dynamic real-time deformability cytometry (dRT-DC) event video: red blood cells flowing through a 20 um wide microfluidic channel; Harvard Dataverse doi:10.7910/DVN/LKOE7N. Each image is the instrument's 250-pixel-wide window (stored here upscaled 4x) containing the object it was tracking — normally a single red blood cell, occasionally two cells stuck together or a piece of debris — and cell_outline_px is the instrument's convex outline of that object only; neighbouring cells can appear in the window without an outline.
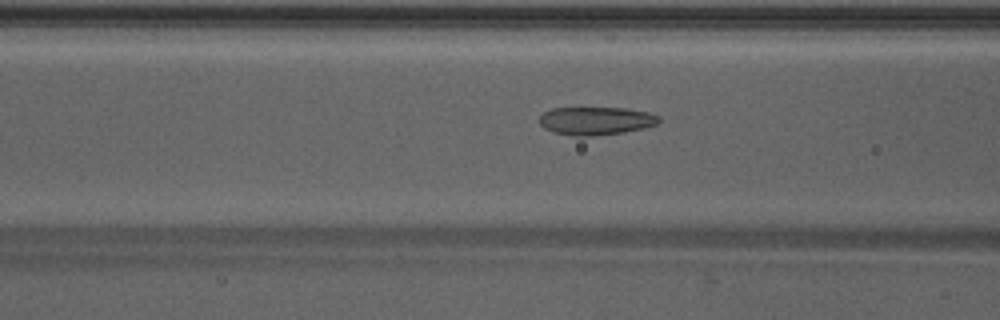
{"species": "Egyptian fruit bat (a non-hibernating species)", "species_latin": "Rousettus aegyptiacus", "temperature_condition": "warm", "stored_images_in_passage": 13, "camera_frame_rate_fps": 3000, "um_per_image_px": 0.085, "animal": {"sex": "male"}, "frame": {"image": 1, "passage_image": 11, "time_ms": 3.333, "image_size_px": [1000, 320], "cell_outline_px": [[660, 120], [656, 124], [644, 128], [624, 132], [592, 136], [572, 136], [552, 132], [544, 128], [540, 124], [540, 116], [544, 112], [552, 108], [624, 108], [648, 112], [660, 116]], "centroid_in_image_um": [50.64, 10.27], "position_along_channel_um": 116.0, "area_um2": 19.59}}